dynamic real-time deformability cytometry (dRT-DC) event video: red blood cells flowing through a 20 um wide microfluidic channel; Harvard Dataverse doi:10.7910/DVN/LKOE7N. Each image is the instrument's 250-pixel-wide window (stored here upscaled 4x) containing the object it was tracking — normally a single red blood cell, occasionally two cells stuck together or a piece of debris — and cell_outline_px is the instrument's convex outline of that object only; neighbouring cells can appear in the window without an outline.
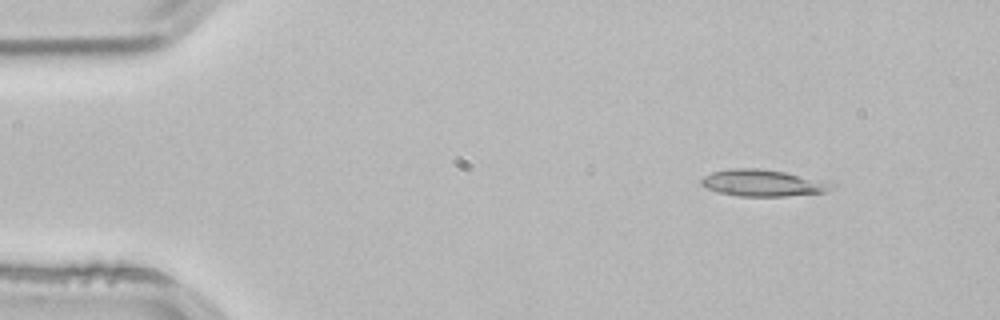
{"species": "common noctule bat (a hibernating species)", "species_latin": "Nyctalus noctula", "temperature_condition": "room temperature", "stored_images_in_passage": 5, "camera_frame_rate_fps": 3000, "um_per_image_px": 0.085, "animal": {"sex": "male", "body_mass_g": 21.5, "forearm_length_mm": 52.0}, "frame": {"image": 1, "passage_image": 2, "time_ms": 0.333, "image_size_px": [1000, 320], "cell_outline_px": [[836, 184], [824, 192], [784, 196], [740, 196], [720, 192], [708, 188], [700, 184], [700, 180], [704, 176], [712, 172], [728, 168], [756, 168], [784, 172]], "centroid_in_image_um": [64.77, 15.54], "position_along_channel_um": 20.2, "area_um2": 19.83}}
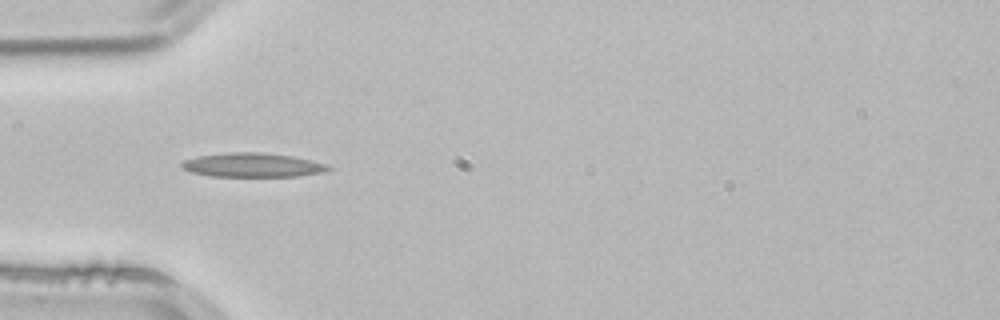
{"frame": {"image": 2, "passage_image": 4, "time_ms": 1.0, "image_size_px": [1000, 320], "cell_outline_px": [[332, 168], [320, 172], [296, 176], [212, 176], [192, 172], [184, 168], [180, 164], [184, 160], [200, 156], [228, 152], [264, 152], [292, 156], [328, 164]], "centroid_in_image_um": [21.47, 14.02], "position_along_channel_um": 63.5, "area_um2": 20.29}}